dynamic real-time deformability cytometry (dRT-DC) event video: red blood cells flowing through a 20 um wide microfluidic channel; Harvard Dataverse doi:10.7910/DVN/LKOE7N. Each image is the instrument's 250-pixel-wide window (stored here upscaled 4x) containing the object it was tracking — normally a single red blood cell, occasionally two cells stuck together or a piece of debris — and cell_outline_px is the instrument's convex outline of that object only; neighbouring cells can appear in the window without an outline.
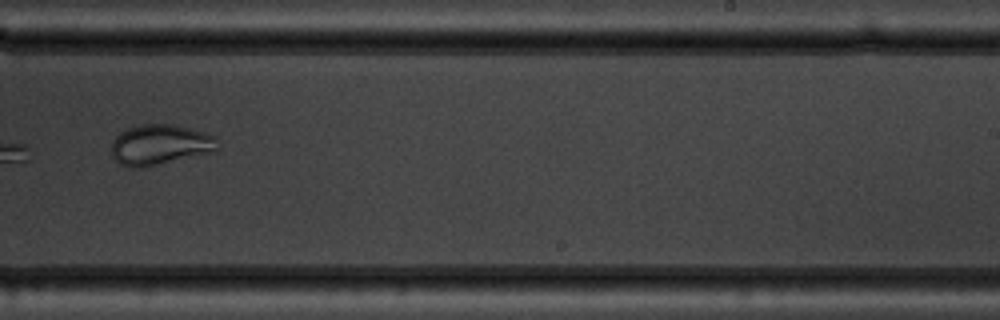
{"species": "common noctule bat (a hibernating species)", "species_latin": "Nyctalus noctula", "temperature_condition": "warm", "stored_images_in_passage": 7, "camera_frame_rate_fps": 3000, "um_per_image_px": 0.085, "animal": {"sex": "male", "body_mass_g": 19.5, "forearm_length_mm": 54.6}, "frame": {"image": 1, "passage_image": 6, "time_ms": 5.667, "image_size_px": [1000, 320], "cell_outline_px": [[216, 152], [140, 168], [132, 168], [120, 164], [112, 156], [112, 140], [120, 132], [128, 128], [144, 124], [172, 124], [192, 128], [216, 136]], "centroid_in_image_um": [13.61, 12.3], "position_along_channel_um": 275.4, "area_um2": 25.09}}